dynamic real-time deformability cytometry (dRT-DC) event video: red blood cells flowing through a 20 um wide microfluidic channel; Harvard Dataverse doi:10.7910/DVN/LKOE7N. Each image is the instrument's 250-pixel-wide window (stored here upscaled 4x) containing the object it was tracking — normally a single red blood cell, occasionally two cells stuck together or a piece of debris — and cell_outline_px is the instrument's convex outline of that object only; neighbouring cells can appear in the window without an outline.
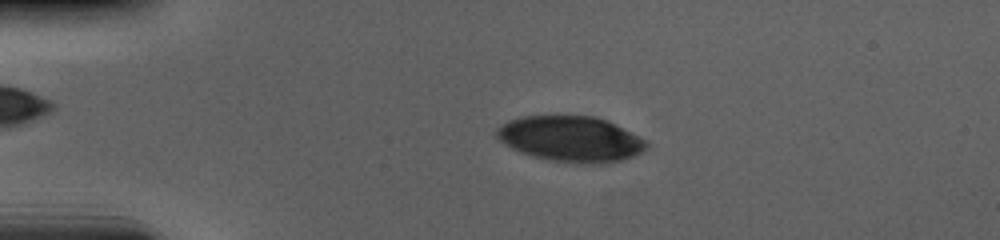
{"species": "human", "species_latin": "Homo sapiens", "temperature_condition": "cold", "stored_images_in_passage": 55, "camera_frame_rate_fps": 3000, "um_per_image_px": 0.085, "donor": {"sex": "male"}, "frame": {"image": 1, "passage_image": 12, "time_ms": 3.667, "image_size_px": [1000, 240], "cell_outline_px": [[652, 144], [644, 152], [636, 156], [608, 164], [592, 164], [552, 160], [532, 156], [520, 152], [504, 144], [496, 136], [496, 128], [500, 124], [508, 120], [520, 116], [596, 116], [608, 120], [648, 140]], "centroid_in_image_um": [48.58, 11.81], "position_along_channel_um": 36.4, "area_um2": 40.46}}
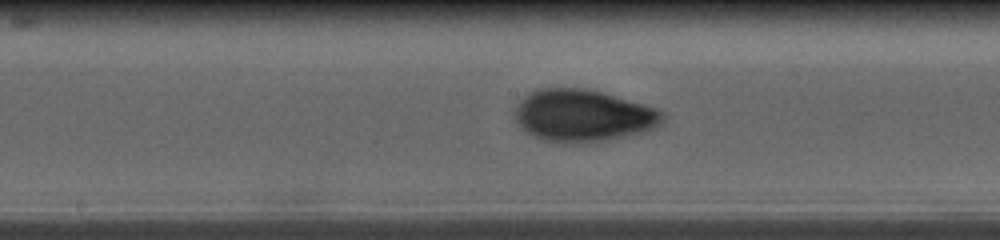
{"frame": {"image": 2, "passage_image": 29, "time_ms": 9.333, "image_size_px": [1000, 240], "cell_outline_px": [[664, 120], [660, 124], [644, 132], [608, 140], [584, 144], [560, 144], [540, 140], [524, 132], [520, 128], [516, 120], [516, 108], [520, 100], [524, 96], [540, 88], [584, 88], [600, 92], [644, 104], [656, 108], [664, 112]], "centroid_in_image_um": [49.53, 9.86], "position_along_channel_um": 198.7, "area_um2": 45.32}}
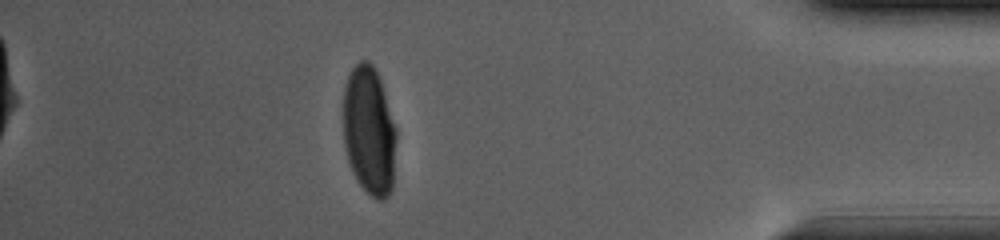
{"frame": {"image": 3, "passage_image": 49, "time_ms": 16.0, "image_size_px": [1000, 240], "cell_outline_px": [[396, 140], [392, 188], [388, 196], [384, 200], [376, 200], [356, 180], [348, 160], [344, 144], [344, 84], [352, 68], [360, 60], [368, 60], [372, 64], [380, 80], [396, 128]], "centroid_in_image_um": [31.38, 11.12], "position_along_channel_um": 403.8, "area_um2": 39.71}, "authors_computed_cell_mechanics": {"area_um2": 41.7894, "velocity_mm_per_s": 3.6856, "shape_relaxation_time_tau1_ms": 4.4585, "shape_relaxation_time_tau2_ms": 1.3625, "deformation_change_tau1": 0.1678, "deformation_change_tau2": 0.0412}}